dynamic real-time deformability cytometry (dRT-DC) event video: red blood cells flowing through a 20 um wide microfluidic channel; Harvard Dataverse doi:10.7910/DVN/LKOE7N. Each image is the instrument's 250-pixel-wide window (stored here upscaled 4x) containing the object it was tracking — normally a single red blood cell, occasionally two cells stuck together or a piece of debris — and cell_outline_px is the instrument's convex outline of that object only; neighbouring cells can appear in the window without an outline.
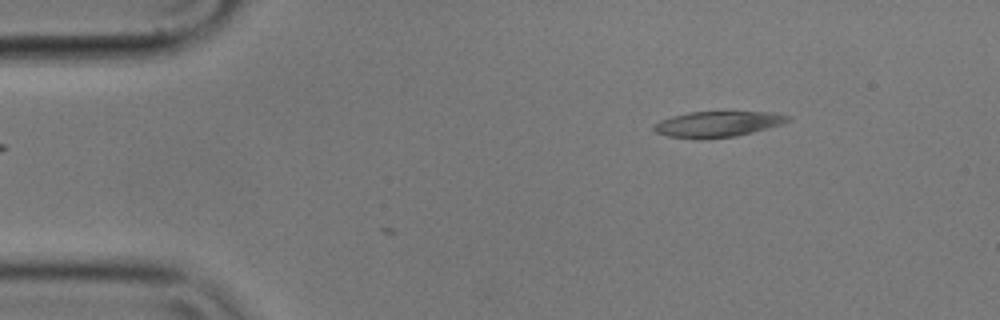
{"species": "common noctule bat (a hibernating species)", "species_latin": "Nyctalus noctula", "temperature_condition": "cold", "stored_images_in_passage": 3, "camera_frame_rate_fps": 3000, "um_per_image_px": 0.085, "animal": {"sex": "male", "body_mass_g": 17.9}, "frame": {"image": 1, "passage_image": 3, "time_ms": 0.667, "image_size_px": [1000, 320], "cell_outline_px": [[792, 120], [780, 124], [752, 132], [736, 136], [700, 140], [668, 136], [656, 132], [652, 128], [660, 120], [672, 116], [688, 112], [772, 112], [792, 116]], "centroid_in_image_um": [60.99, 10.55], "position_along_channel_um": 24.0, "area_um2": 20.11}}